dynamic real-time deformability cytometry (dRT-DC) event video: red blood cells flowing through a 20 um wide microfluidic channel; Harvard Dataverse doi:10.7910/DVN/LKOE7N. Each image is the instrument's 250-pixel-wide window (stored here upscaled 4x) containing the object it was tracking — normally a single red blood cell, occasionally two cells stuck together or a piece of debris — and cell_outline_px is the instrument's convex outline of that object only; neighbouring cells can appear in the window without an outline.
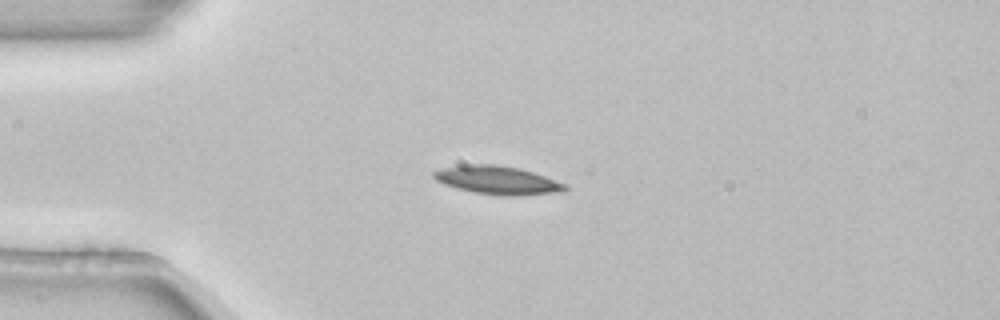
{"species": "common noctule bat (a hibernating species)", "species_latin": "Nyctalus noctula", "temperature_condition": "room temperature", "stored_images_in_passage": 4, "camera_frame_rate_fps": 3000, "um_per_image_px": 0.085, "animal": {"sex": "female", "body_mass_g": 22.7, "forearm_length_mm": 54.2}, "frame": {"image": 1, "passage_image": 3, "time_ms": 0.667, "image_size_px": [1000, 320], "cell_outline_px": [[568, 188], [560, 192], [516, 196], [508, 196], [472, 192], [456, 188], [444, 184], [436, 180], [432, 176], [432, 172], [444, 168], [464, 164], [496, 164], [516, 168], [532, 172], [568, 184]], "centroid_in_image_um": [42.28, 15.32], "position_along_channel_um": 42.7, "area_um2": 21.62}}